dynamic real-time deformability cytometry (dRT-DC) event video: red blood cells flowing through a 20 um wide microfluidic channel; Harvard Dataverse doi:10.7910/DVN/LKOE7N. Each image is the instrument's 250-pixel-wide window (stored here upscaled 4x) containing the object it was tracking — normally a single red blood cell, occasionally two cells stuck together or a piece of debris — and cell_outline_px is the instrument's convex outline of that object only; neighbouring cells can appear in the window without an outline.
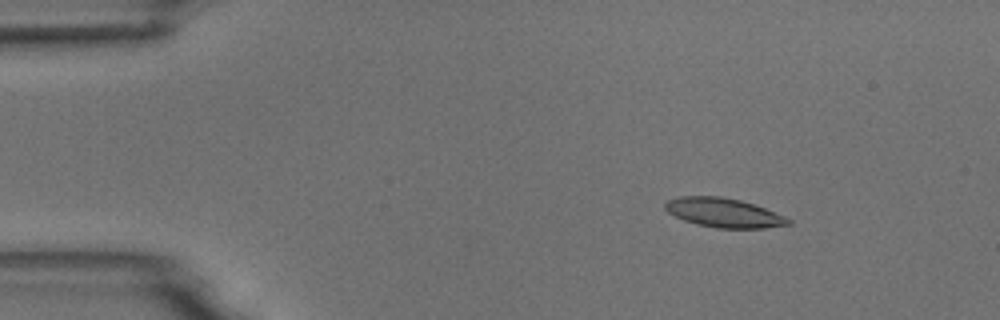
{"species": "common noctule bat (a hibernating species)", "species_latin": "Nyctalus noctula", "temperature_condition": "room temperature", "stored_images_in_passage": 5, "camera_frame_rate_fps": 3000, "um_per_image_px": 0.085, "animal": {"sex": "male", "body_mass_g": 18.8}, "frame": {"image": 1, "passage_image": 3, "time_ms": 2.333, "image_size_px": [1000, 320], "cell_outline_px": [[792, 224], [764, 228], [716, 228], [696, 224], [684, 220], [668, 212], [664, 208], [664, 204], [668, 200], [680, 196], [720, 196], [740, 200], [756, 204], [784, 216], [792, 220]], "centroid_in_image_um": [61.53, 18.08], "position_along_channel_um": 23.5, "area_um2": 21.04}}